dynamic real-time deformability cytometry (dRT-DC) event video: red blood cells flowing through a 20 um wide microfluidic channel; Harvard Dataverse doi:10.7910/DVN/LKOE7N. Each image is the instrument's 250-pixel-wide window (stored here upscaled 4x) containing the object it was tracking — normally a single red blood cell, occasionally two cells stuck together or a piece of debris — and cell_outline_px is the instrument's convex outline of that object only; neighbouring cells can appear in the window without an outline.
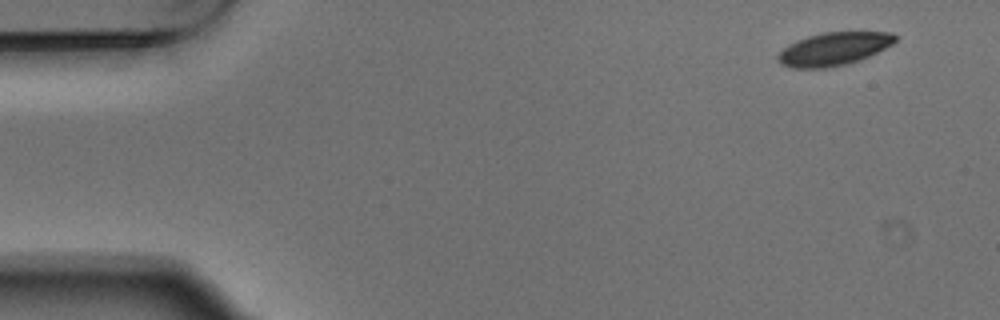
{"species": "Egyptian fruit bat (a non-hibernating species)", "species_latin": "Rousettus aegyptiacus", "temperature_condition": "warm", "stored_images_in_passage": 3, "camera_frame_rate_fps": 3000, "um_per_image_px": 0.085, "animal": {"sex": "male"}, "frame": {"image": 1, "passage_image": 1, "time_ms": 0.0, "image_size_px": [1000, 320], "cell_outline_px": [[896, 40], [892, 44], [860, 60], [828, 68], [792, 68], [780, 64], [776, 60], [776, 56], [788, 44], [796, 40], [808, 36], [824, 32], [892, 32], [896, 36]], "centroid_in_image_um": [70.82, 4.16], "position_along_channel_um": 14.2, "area_um2": 22.54}}